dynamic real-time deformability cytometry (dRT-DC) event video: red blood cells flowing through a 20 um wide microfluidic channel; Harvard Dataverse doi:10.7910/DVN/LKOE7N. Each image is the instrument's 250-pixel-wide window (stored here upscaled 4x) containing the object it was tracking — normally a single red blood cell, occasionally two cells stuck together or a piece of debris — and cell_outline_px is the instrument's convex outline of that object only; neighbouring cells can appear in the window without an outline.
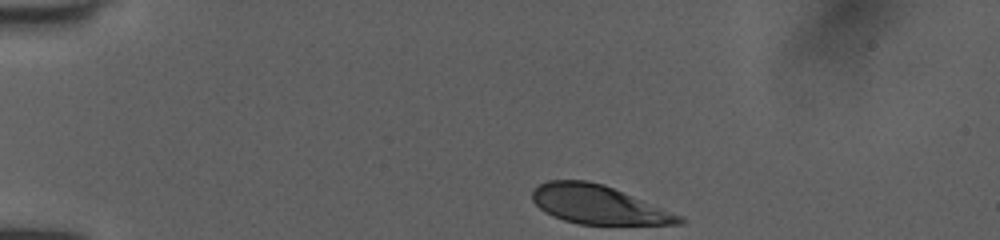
{"species": "human", "species_latin": "Homo sapiens", "temperature_condition": "room temperature", "stored_images_in_passage": 35, "camera_frame_rate_fps": 3000, "um_per_image_px": 0.085, "donor": {"sex": "female"}, "frame": {"image": 1, "passage_image": 1, "time_ms": 0.0, "image_size_px": [1000, 240], "cell_outline_px": [[688, 220], [684, 224], [580, 224], [564, 220], [552, 216], [544, 212], [532, 200], [532, 192], [540, 184], [548, 180], [588, 180], [604, 184], [684, 216]], "centroid_in_image_um": [50.89, 17.39], "position_along_channel_um": 34.1, "area_um2": 33.18}}
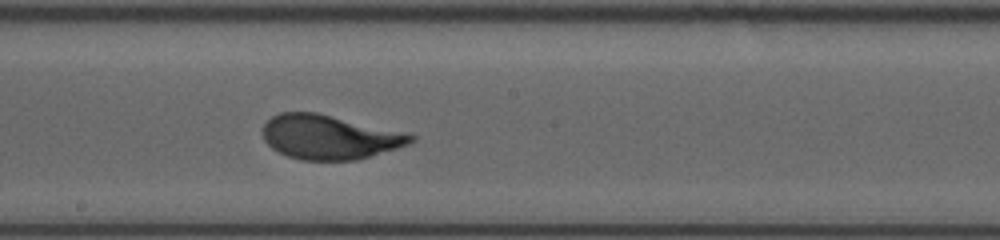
{"frame": {"image": 2, "passage_image": 20, "time_ms": 6.333, "image_size_px": [1000, 240], "cell_outline_px": [[416, 140], [408, 144], [396, 148], [356, 160], [300, 160], [288, 156], [272, 148], [264, 140], [264, 124], [272, 116], [280, 112], [316, 112], [400, 132], [416, 136]], "centroid_in_image_um": [27.95, 11.66], "position_along_channel_um": 220.3, "area_um2": 37.51}}
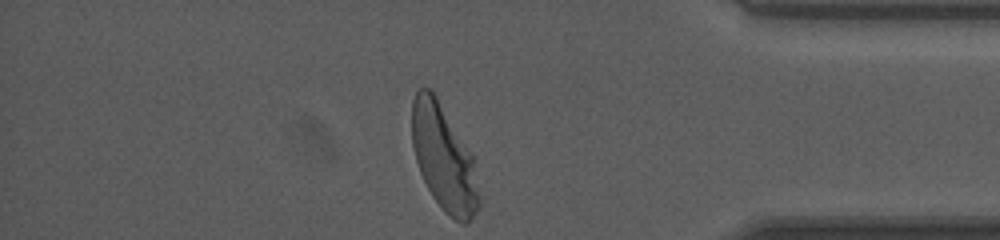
{"frame": {"image": 3, "passage_image": 35, "time_ms": 11.333, "image_size_px": [1000, 240], "cell_outline_px": [[480, 208], [464, 224], [456, 220], [444, 212], [432, 196], [420, 172], [416, 160], [412, 144], [412, 100], [416, 92], [420, 88], [428, 88], [436, 96], [472, 152], [480, 196]], "centroid_in_image_um": [37.73, 13.43], "position_along_channel_um": 397.5, "area_um2": 41.27}, "authors_computed_cell_mechanics": {"area_um2": 37.7434, "velocity_mm_per_s": 3.9949, "shape_relaxation_time_tau1_ms": 2.6774, "shape_relaxation_time_tau2_ms": null, "deformation_change_tau1": 0.1648, "deformation_change_tau2": null}}